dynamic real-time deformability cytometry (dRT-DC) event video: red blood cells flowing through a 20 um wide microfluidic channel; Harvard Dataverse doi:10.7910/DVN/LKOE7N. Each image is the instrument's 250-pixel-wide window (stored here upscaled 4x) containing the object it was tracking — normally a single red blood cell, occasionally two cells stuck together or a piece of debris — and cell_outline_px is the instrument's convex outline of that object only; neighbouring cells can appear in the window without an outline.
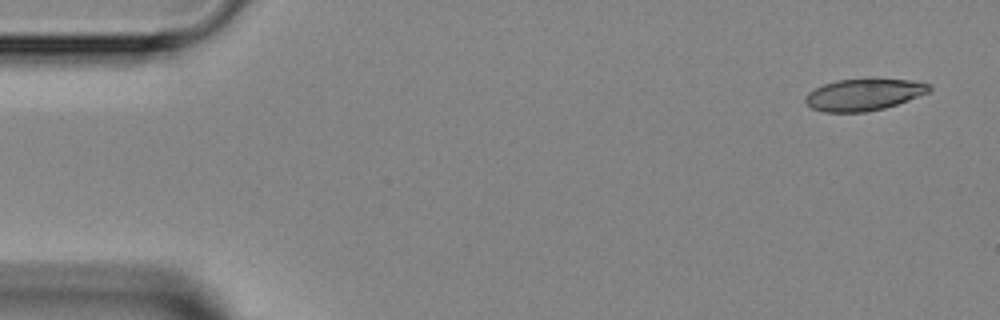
{"species": "Egyptian fruit bat (a non-hibernating species)", "species_latin": "Rousettus aegyptiacus", "temperature_condition": "room temperature", "stored_images_in_passage": 4, "segment_of_instrument_passage": [2, 2], "camera_frame_rate_fps": 3000, "um_per_image_px": 0.085, "animal": {"sex": "female"}, "frame": {"image": 1, "passage_image": 4, "time_ms": 3.333, "image_size_px": [1000, 320], "cell_outline_px": [[932, 88], [928, 92], [908, 100], [884, 108], [864, 112], [824, 112], [812, 108], [804, 100], [804, 96], [808, 92], [824, 84], [836, 80], [868, 76], [872, 76], [912, 80], [932, 84]], "centroid_in_image_um": [73.44, 7.99], "position_along_channel_um": 11.6, "area_um2": 23.7}}